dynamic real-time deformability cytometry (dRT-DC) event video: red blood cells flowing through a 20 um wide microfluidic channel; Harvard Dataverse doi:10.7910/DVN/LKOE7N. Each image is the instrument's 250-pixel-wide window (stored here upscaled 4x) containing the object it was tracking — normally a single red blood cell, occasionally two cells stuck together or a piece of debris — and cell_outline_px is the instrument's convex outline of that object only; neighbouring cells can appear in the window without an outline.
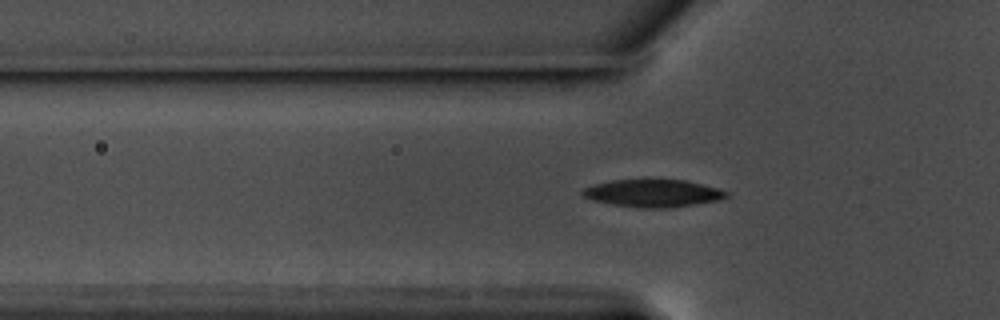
{"species": "common noctule bat (a hibernating species)", "species_latin": "Nyctalus noctula", "temperature_condition": "warm", "stored_images_in_passage": 39, "camera_frame_rate_fps": 3000, "um_per_image_px": 0.085, "animal": {"sex": "male", "body_mass_g": 17.5, "forearm_length_mm": 52.3}, "frame": {"image": 1, "passage_image": 5, "time_ms": 1.333, "image_size_px": [1000, 320], "cell_outline_px": [[728, 196], [720, 200], [696, 204], [668, 208], [644, 208], [612, 204], [592, 200], [584, 196], [580, 192], [584, 188], [596, 184], [612, 180], [684, 180], [716, 188], [728, 192]], "centroid_in_image_um": [55.5, 16.43], "position_along_channel_um": 70.3, "area_um2": 22.77}}
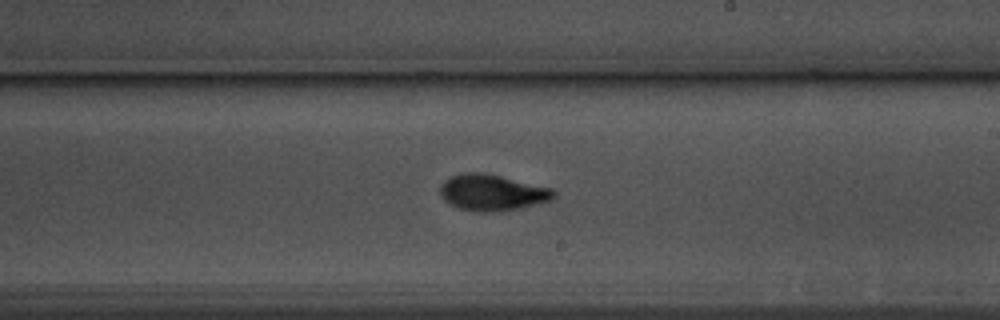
{"frame": {"image": 2, "passage_image": 20, "time_ms": 6.333, "image_size_px": [1000, 320], "cell_outline_px": [[556, 196], [552, 200], [520, 208], [488, 212], [480, 212], [460, 208], [444, 200], [440, 196], [440, 184], [444, 180], [452, 176], [468, 172], [480, 172], [500, 176], [552, 188], [556, 192]], "centroid_in_image_um": [41.84, 16.36], "position_along_channel_um": 247.2, "area_um2": 23.76}}
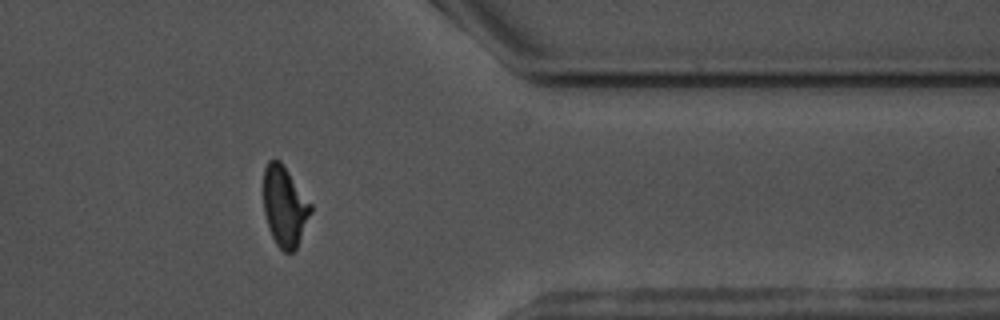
{"frame": {"image": 3, "passage_image": 33, "time_ms": 10.667, "image_size_px": [1000, 320], "cell_outline_px": [[312, 212], [296, 248], [292, 252], [284, 252], [276, 244], [272, 236], [264, 212], [264, 168], [268, 160], [280, 160], [312, 204]], "centroid_in_image_um": [24.2, 17.53], "position_along_channel_um": 387.2, "area_um2": 21.91}}